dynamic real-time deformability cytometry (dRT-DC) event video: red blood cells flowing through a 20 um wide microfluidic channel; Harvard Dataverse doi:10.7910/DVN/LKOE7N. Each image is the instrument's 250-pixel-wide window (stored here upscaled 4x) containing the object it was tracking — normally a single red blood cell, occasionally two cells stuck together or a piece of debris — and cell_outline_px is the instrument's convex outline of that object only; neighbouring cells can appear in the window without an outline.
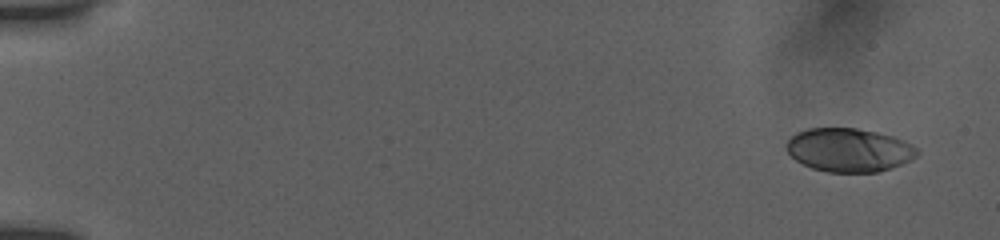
{"species": "human", "species_latin": "Homo sapiens", "temperature_condition": "room temperature", "stored_images_in_passage": 24, "camera_frame_rate_fps": 3000, "um_per_image_px": 0.085, "donor": {"sex": "female"}, "frame": {"image": 1, "passage_image": 1, "time_ms": 0.0, "image_size_px": [1000, 240], "cell_outline_px": [[920, 152], [916, 156], [892, 168], [876, 172], [828, 172], [812, 168], [796, 160], [788, 152], [788, 140], [796, 132], [808, 128], [856, 128], [876, 132], [892, 136], [904, 140], [912, 144]], "centroid_in_image_um": [72.18, 12.74], "position_along_channel_um": 12.8, "area_um2": 32.95}}
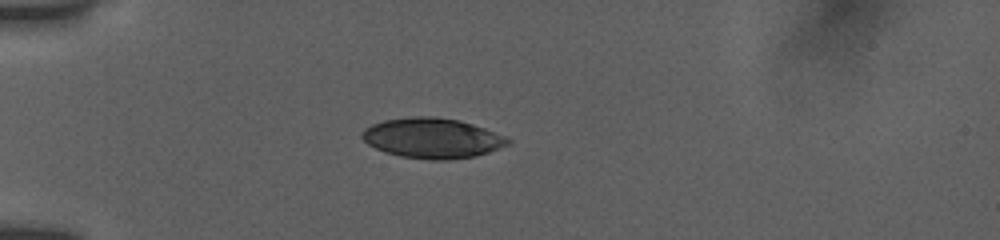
{"frame": {"image": 2, "passage_image": 19, "time_ms": 4.333, "image_size_px": [1000, 240], "cell_outline_px": [[512, 144], [476, 156], [448, 160], [432, 160], [400, 156], [384, 152], [368, 144], [360, 136], [360, 132], [364, 128], [372, 124], [384, 120], [412, 116], [432, 116], [460, 120], [484, 128], [504, 136], [512, 140]], "centroid_in_image_um": [36.74, 11.74], "position_along_channel_um": 48.3, "area_um2": 34.33}}